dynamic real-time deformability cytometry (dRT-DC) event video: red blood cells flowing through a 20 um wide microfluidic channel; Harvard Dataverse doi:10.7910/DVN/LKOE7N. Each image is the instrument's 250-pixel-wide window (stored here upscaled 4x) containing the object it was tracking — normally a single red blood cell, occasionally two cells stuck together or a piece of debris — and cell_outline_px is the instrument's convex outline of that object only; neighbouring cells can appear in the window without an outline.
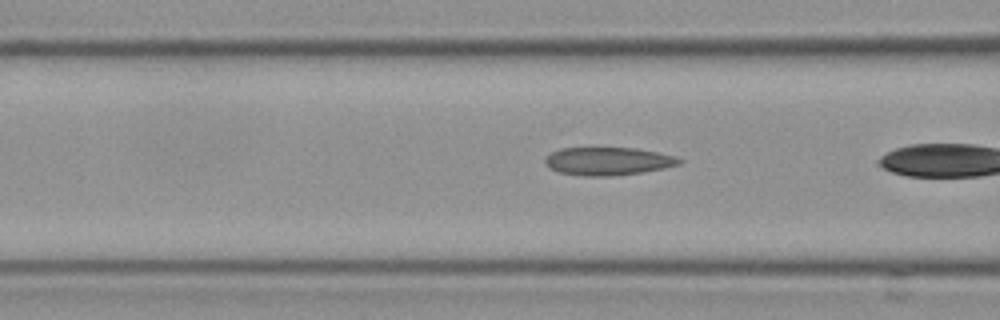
{"species": "Egyptian fruit bat (a non-hibernating species)", "species_latin": "Rousettus aegyptiacus", "temperature_condition": "cold", "stored_images_in_passage": 5, "camera_frame_rate_fps": 3000, "um_per_image_px": 0.085, "frame": {"image": 1, "passage_image": 3, "time_ms": 0.667, "image_size_px": [1000, 320], "cell_outline_px": [[684, 160], [680, 164], [664, 168], [640, 172], [612, 176], [584, 176], [560, 172], [544, 164], [544, 156], [560, 148], [636, 148], [676, 156]], "centroid_in_image_um": [51.67, 13.69], "position_along_channel_um": 114.9, "area_um2": 21.85}}